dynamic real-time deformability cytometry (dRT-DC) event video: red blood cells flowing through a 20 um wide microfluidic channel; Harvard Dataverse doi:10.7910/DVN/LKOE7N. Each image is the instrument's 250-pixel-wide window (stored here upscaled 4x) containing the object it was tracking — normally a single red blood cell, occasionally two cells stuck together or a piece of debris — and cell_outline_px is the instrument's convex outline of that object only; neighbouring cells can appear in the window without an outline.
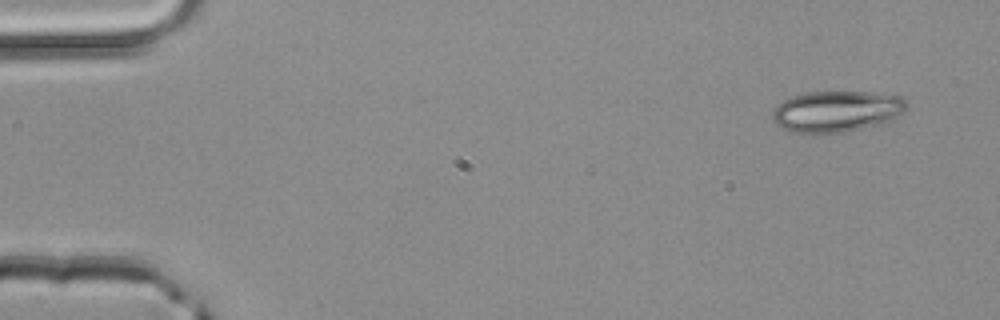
{"species": "common noctule bat (a hibernating species)", "species_latin": "Nyctalus noctula", "temperature_condition": "room temperature", "stored_images_in_passage": 3, "camera_frame_rate_fps": 3000, "um_per_image_px": 0.085, "animal": {"sex": "male", "body_mass_g": 20.4}, "frame": {"image": 1, "passage_image": 1, "time_ms": 0.0, "image_size_px": [1000, 320], "cell_outline_px": [[908, 108], [888, 124], [844, 132], [792, 132], [780, 128], [772, 120], [772, 108], [776, 104], [792, 96], [804, 92], [868, 92], [900, 96], [908, 104]], "centroid_in_image_um": [71.12, 9.47], "position_along_channel_um": 13.9, "area_um2": 32.66}}